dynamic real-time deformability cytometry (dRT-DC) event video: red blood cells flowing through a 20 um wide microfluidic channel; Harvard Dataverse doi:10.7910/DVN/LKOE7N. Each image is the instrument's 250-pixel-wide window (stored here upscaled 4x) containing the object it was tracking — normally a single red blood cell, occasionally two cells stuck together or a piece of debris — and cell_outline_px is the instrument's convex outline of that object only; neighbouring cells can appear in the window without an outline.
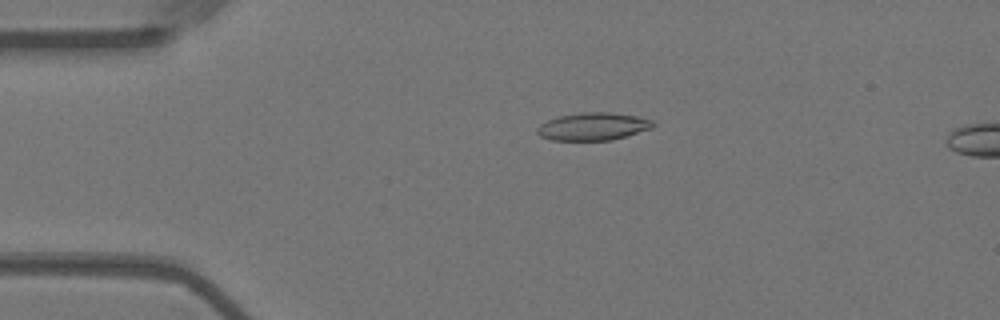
{"species": "Egyptian fruit bat (a non-hibernating species)", "species_latin": "Rousettus aegyptiacus", "temperature_condition": "warm", "stored_images_in_passage": 8, "camera_frame_rate_fps": 3000, "um_per_image_px": 0.085, "animal": {"sex": "female"}, "frame": {"image": 1, "passage_image": 5, "time_ms": 1.333, "image_size_px": [1000, 320], "cell_outline_px": [[656, 124], [652, 128], [628, 136], [612, 140], [552, 140], [540, 136], [536, 132], [536, 128], [540, 124], [556, 116], [580, 112], [612, 112], [636, 116], [652, 120]], "centroid_in_image_um": [50.41, 10.74], "position_along_channel_um": 34.6, "area_um2": 18.9}}